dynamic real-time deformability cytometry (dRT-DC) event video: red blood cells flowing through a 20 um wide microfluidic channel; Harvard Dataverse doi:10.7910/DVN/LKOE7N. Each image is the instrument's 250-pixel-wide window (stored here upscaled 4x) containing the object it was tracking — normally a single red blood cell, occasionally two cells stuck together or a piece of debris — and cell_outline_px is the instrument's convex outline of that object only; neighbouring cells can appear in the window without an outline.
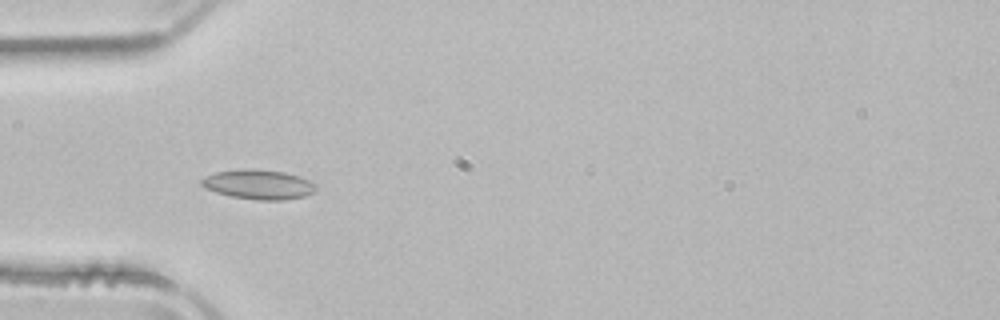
{"species": "common noctule bat (a hibernating species)", "species_latin": "Nyctalus noctula", "temperature_condition": "room temperature", "stored_images_in_passage": 10, "camera_frame_rate_fps": 3000, "um_per_image_px": 0.085, "animal": {"sex": "male", "body_mass_g": 21.5, "forearm_length_mm": 52.0}, "frame": {"image": 1, "passage_image": 4, "time_ms": 1.0, "image_size_px": [1000, 320], "cell_outline_px": [[316, 188], [312, 192], [304, 196], [284, 200], [260, 200], [232, 196], [216, 192], [200, 184], [200, 180], [204, 176], [216, 172], [244, 168], [252, 168], [284, 172], [300, 176], [316, 184]], "centroid_in_image_um": [21.97, 15.66], "position_along_channel_um": 63.0, "area_um2": 19.65}}
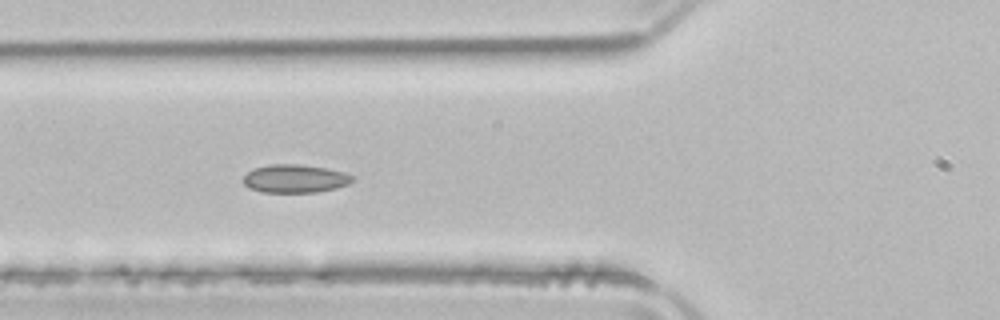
{"frame": {"image": 2, "passage_image": 7, "time_ms": 2.0, "image_size_px": [1000, 320], "cell_outline_px": [[352, 180], [348, 184], [336, 188], [316, 192], [260, 192], [248, 188], [244, 184], [244, 176], [252, 168], [268, 164], [300, 164], [324, 168], [344, 172], [352, 176]], "centroid_in_image_um": [25.02, 15.18], "position_along_channel_um": 100.8, "area_um2": 17.92}}